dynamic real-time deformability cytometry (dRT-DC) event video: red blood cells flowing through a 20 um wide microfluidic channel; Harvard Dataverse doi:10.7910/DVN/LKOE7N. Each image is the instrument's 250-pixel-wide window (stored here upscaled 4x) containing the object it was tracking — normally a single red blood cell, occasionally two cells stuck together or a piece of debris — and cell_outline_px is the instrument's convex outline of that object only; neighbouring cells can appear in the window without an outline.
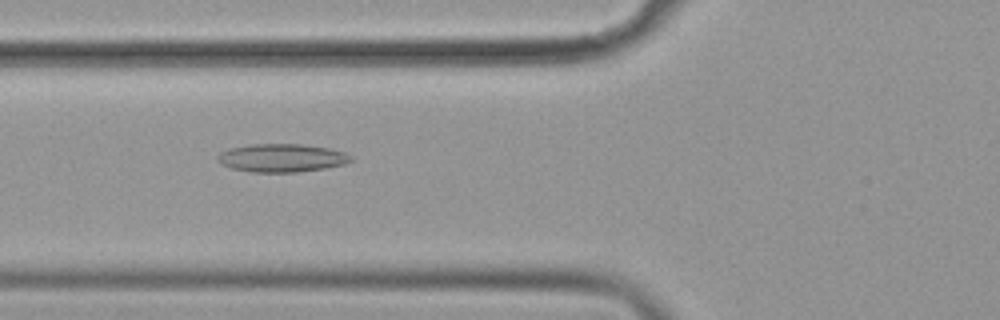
{"species": "common noctule bat (a hibernating species)", "species_latin": "Nyctalus noctula", "temperature_condition": "cold", "stored_images_in_passage": 51, "camera_frame_rate_fps": 3000, "um_per_image_px": 0.085, "animal": {"sex": "female", "body_mass_g": 19.9}, "frame": {"image": 1, "passage_image": 16, "time_ms": 5.0, "image_size_px": [1000, 320], "cell_outline_px": [[352, 160], [344, 164], [324, 168], [296, 172], [252, 172], [232, 168], [220, 164], [216, 160], [216, 156], [220, 152], [228, 148], [252, 144], [300, 144], [328, 148], [344, 152], [352, 156]], "centroid_in_image_um": [23.9, 13.42], "position_along_channel_um": 101.9, "area_um2": 21.91}}
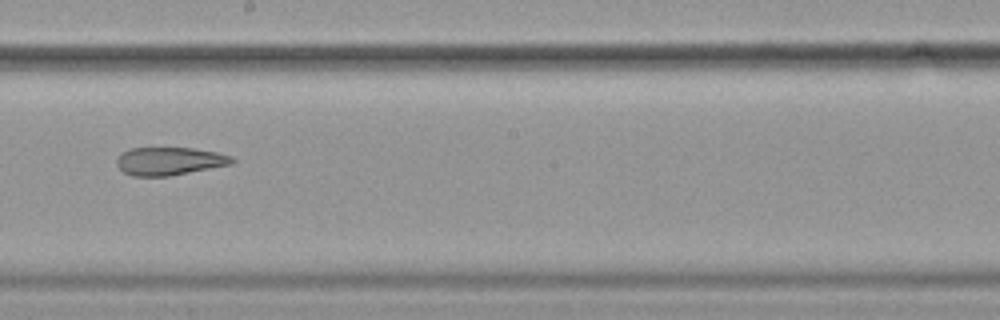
{"frame": {"image": 2, "passage_image": 27, "time_ms": 8.667, "image_size_px": [1000, 320], "cell_outline_px": [[236, 160], [232, 164], [168, 176], [132, 176], [124, 172], [116, 164], [116, 160], [124, 152], [132, 148], [192, 148], [216, 152], [232, 156]], "centroid_in_image_um": [14.42, 13.7], "position_along_channel_um": 233.8, "area_um2": 18.61}}
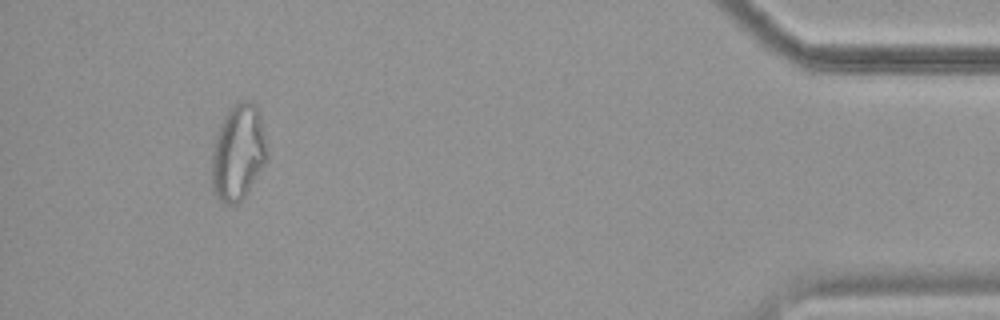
{"frame": {"image": 3, "passage_image": 47, "time_ms": 15.333, "image_size_px": [1000, 320], "cell_outline_px": [[268, 160], [244, 196], [236, 204], [224, 204], [220, 200], [212, 188], [212, 152], [216, 136], [224, 116], [228, 108], [232, 104], [240, 100], [248, 100], [256, 104], [260, 112], [268, 156]], "centroid_in_image_um": [20.26, 12.92], "position_along_channel_um": 414.9, "area_um2": 30.98}, "authors_computed_cell_mechanics": {"area_um2": 23.409, "velocity_mm_per_s": 3.5985, "shape_relaxation_time_tau1_ms": null, "shape_relaxation_time_tau2_ms": 5.8223, "deformation_change_tau1": null, "deformation_change_tau2": 0.1541}}